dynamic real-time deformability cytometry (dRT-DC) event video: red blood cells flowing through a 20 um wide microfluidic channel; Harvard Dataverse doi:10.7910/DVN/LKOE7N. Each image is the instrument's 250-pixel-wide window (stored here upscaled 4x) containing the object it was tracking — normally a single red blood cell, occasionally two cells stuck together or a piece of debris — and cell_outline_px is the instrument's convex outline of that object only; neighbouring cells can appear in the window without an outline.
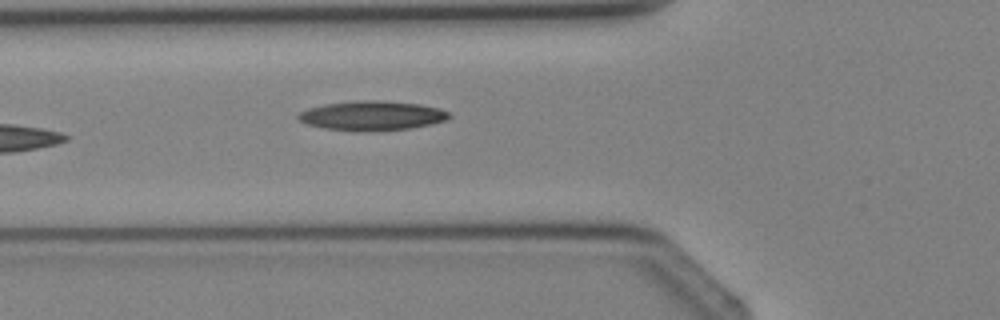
{"species": "Egyptian fruit bat (a non-hibernating species)", "species_latin": "Rousettus aegyptiacus", "temperature_condition": "cold", "stored_images_in_passage": 3, "camera_frame_rate_fps": 3000, "um_per_image_px": 0.085, "animal": {"sex": "female"}, "frame": {"image": 1, "passage_image": 3, "time_ms": 3.0, "image_size_px": [1000, 320], "cell_outline_px": [[452, 116], [448, 120], [432, 124], [412, 128], [324, 128], [308, 124], [300, 120], [296, 116], [300, 112], [308, 108], [324, 104], [360, 100], [384, 100], [420, 104], [440, 108], [448, 112]], "centroid_in_image_um": [31.69, 9.77], "position_along_channel_um": 94.1, "area_um2": 24.85}}